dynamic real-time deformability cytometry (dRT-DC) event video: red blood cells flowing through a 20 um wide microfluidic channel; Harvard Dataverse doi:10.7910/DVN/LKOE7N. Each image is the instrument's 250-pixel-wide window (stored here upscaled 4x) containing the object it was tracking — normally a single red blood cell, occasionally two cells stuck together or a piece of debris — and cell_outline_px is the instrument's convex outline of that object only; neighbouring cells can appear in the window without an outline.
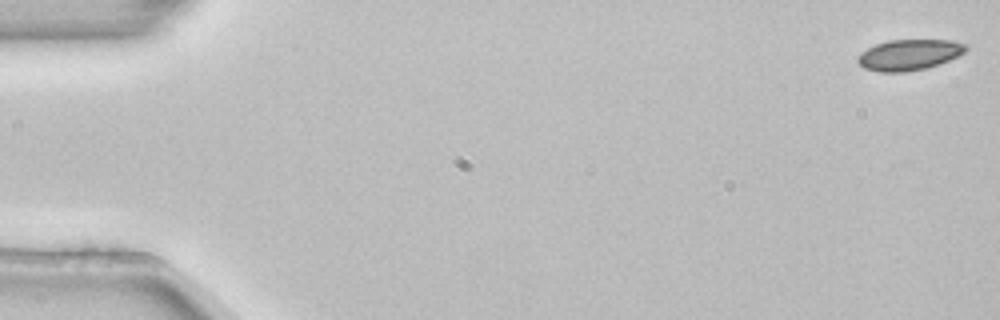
{"species": "common noctule bat (a hibernating species)", "species_latin": "Nyctalus noctula", "temperature_condition": "room temperature", "stored_images_in_passage": 5, "camera_frame_rate_fps": 3000, "um_per_image_px": 0.085, "animal": {"sex": "female", "body_mass_g": 22.7, "forearm_length_mm": 54.2}, "frame": {"image": 1, "passage_image": 5, "time_ms": 1.333, "image_size_px": [1000, 320], "cell_outline_px": [[968, 48], [964, 52], [948, 60], [924, 68], [904, 72], [880, 72], [864, 68], [856, 60], [856, 56], [860, 52], [876, 44], [888, 40], [952, 40], [968, 44]], "centroid_in_image_um": [77.24, 4.64], "position_along_channel_um": 7.8, "area_um2": 19.31}}